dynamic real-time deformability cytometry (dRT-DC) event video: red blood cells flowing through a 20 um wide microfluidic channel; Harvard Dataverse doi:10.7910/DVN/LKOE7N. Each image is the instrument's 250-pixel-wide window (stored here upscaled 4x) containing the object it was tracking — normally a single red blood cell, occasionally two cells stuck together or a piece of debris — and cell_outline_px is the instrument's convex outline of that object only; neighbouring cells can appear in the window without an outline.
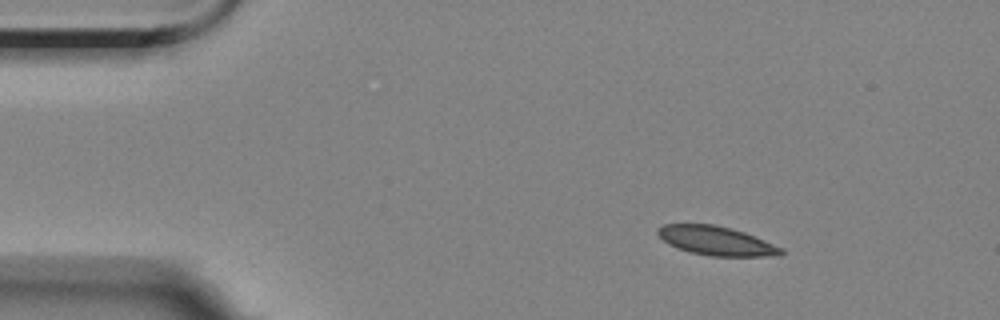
{"species": "Egyptian fruit bat (a non-hibernating species)", "species_latin": "Rousettus aegyptiacus", "temperature_condition": "room temperature", "stored_images_in_passage": 4, "camera_frame_rate_fps": 3000, "um_per_image_px": 0.085, "animal": {"sex": "female"}, "frame": {"image": 1, "passage_image": 1, "time_ms": 0.0, "image_size_px": [1000, 320], "cell_outline_px": [[784, 252], [780, 256], [708, 256], [688, 252], [676, 248], [668, 244], [656, 232], [656, 228], [664, 224], [716, 224], [732, 228], [744, 232], [784, 248]], "centroid_in_image_um": [60.88, 20.47], "position_along_channel_um": 24.1, "area_um2": 21.1}}
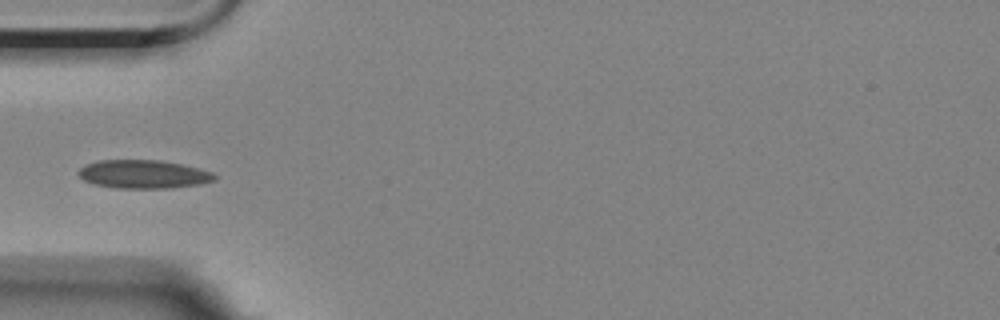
{"frame": {"image": 2, "passage_image": 4, "time_ms": 3.333, "image_size_px": [1000, 320], "cell_outline_px": [[216, 180], [200, 184], [172, 188], [116, 188], [92, 184], [84, 180], [76, 172], [84, 164], [100, 160], [160, 160], [200, 168], [212, 172], [216, 176]], "centroid_in_image_um": [12.18, 14.81], "position_along_channel_um": 72.8, "area_um2": 22.72}}